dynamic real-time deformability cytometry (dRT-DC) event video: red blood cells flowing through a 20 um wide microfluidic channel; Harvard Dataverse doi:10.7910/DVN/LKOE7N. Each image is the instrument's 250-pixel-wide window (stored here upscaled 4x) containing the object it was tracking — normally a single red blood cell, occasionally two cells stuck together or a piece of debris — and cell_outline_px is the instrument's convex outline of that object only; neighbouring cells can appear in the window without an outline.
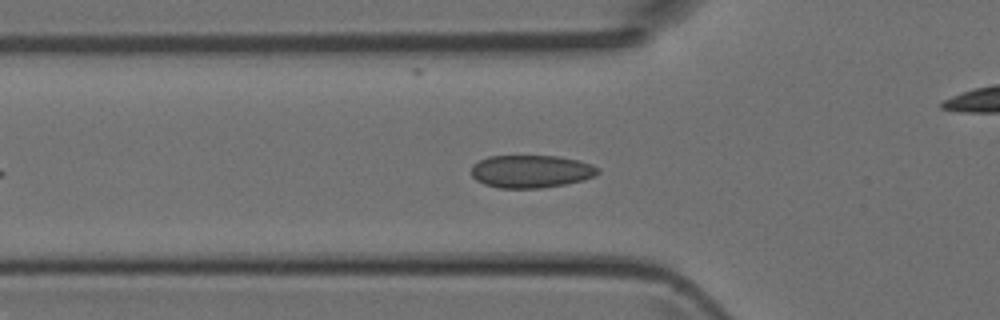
{"species": "Egyptian fruit bat (a non-hibernating species)", "species_latin": "Rousettus aegyptiacus", "temperature_condition": "room temperature", "stored_images_in_passage": 35, "camera_frame_rate_fps": 3000, "um_per_image_px": 0.085, "animal": {"sex": "female"}, "frame": {"image": 1, "passage_image": 6, "time_ms": 1.667, "image_size_px": [1000, 320], "cell_outline_px": [[600, 172], [596, 176], [584, 180], [564, 184], [540, 188], [500, 188], [484, 184], [476, 180], [472, 176], [472, 164], [488, 156], [556, 156], [580, 160], [592, 164], [600, 168]], "centroid_in_image_um": [45.17, 14.56], "position_along_channel_um": 80.6, "area_um2": 24.33}}
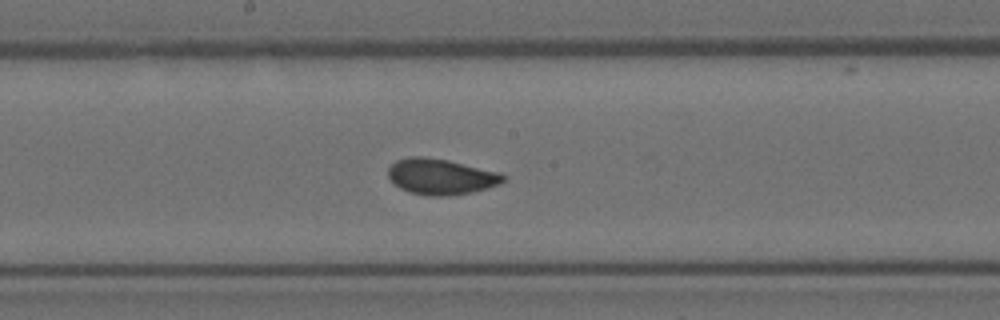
{"frame": {"image": 2, "passage_image": 15, "time_ms": 4.667, "image_size_px": [1000, 320], "cell_outline_px": [[508, 176], [500, 184], [472, 192], [448, 196], [428, 196], [412, 192], [400, 188], [388, 176], [388, 168], [396, 160], [408, 156], [424, 156], [448, 160], [500, 172]], "centroid_in_image_um": [37.5, 15.0], "position_along_channel_um": 210.7, "area_um2": 24.04}}
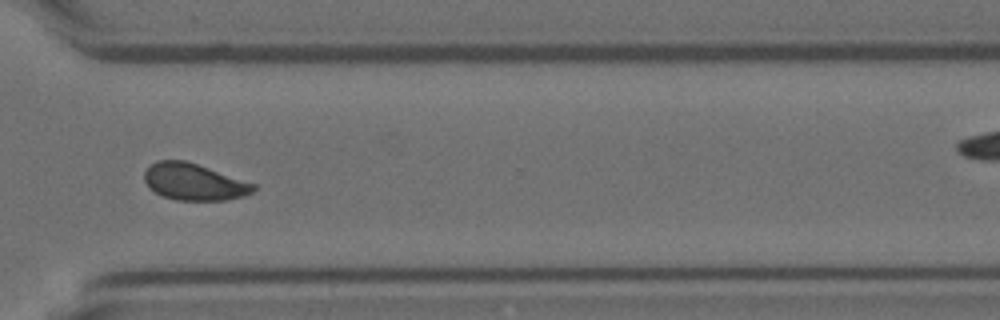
{"frame": {"image": 3, "passage_image": 25, "time_ms": 8.0, "image_size_px": [1000, 320], "cell_outline_px": [[256, 188], [252, 192], [244, 196], [228, 200], [176, 200], [164, 196], [148, 188], [144, 180], [144, 172], [156, 160], [184, 160], [256, 184]], "centroid_in_image_um": [16.48, 15.47], "position_along_channel_um": 354.1, "area_um2": 23.18}}